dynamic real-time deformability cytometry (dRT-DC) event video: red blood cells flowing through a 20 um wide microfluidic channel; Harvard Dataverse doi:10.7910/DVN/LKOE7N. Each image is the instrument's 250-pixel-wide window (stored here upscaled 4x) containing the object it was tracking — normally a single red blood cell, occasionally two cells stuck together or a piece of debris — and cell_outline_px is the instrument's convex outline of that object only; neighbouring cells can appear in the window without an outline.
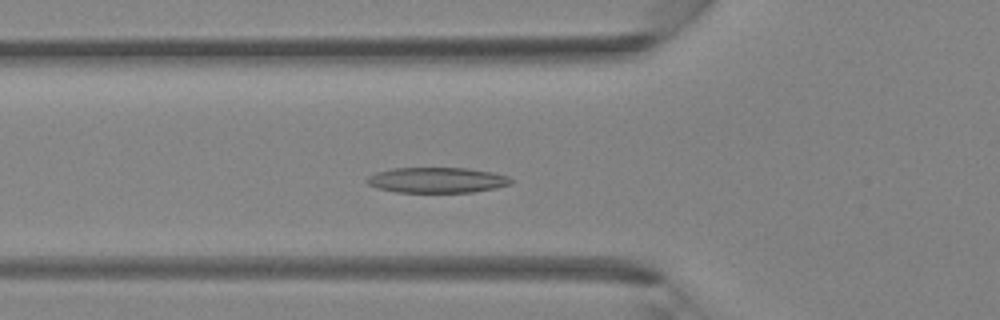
{"species": "Egyptian fruit bat (a non-hibernating species)", "species_latin": "Rousettus aegyptiacus", "temperature_condition": "room temperature", "stored_images_in_passage": 41, "camera_frame_rate_fps": 3000, "um_per_image_px": 0.085, "animal": {"sex": "female"}, "frame": {"image": 1, "passage_image": 14, "time_ms": 4.333, "image_size_px": [1000, 320], "cell_outline_px": [[512, 184], [496, 188], [472, 192], [396, 192], [376, 188], [368, 184], [364, 180], [368, 176], [376, 172], [392, 168], [468, 168], [492, 172], [508, 176], [512, 180]], "centroid_in_image_um": [37.12, 15.31], "position_along_channel_um": 88.7, "area_um2": 21.5}}
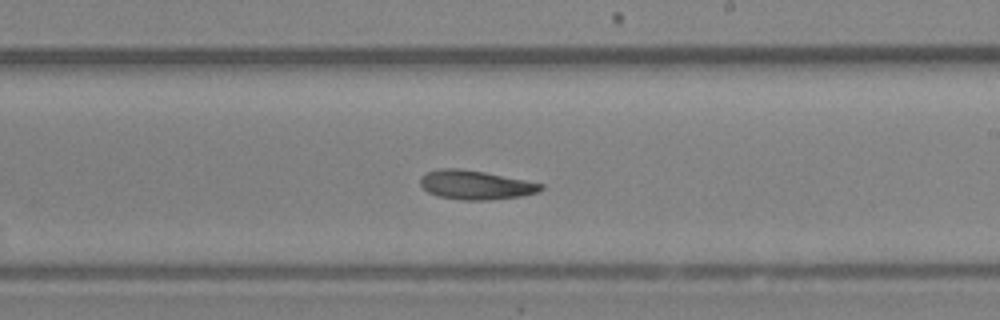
{"frame": {"image": 2, "passage_image": 24, "time_ms": 7.667, "image_size_px": [1000, 320], "cell_outline_px": [[544, 188], [540, 192], [520, 196], [488, 200], [460, 200], [436, 196], [428, 192], [420, 184], [420, 176], [428, 172], [440, 168], [456, 168], [484, 172], [544, 184]], "centroid_in_image_um": [40.41, 15.73], "position_along_channel_um": 248.6, "area_um2": 20.4}}
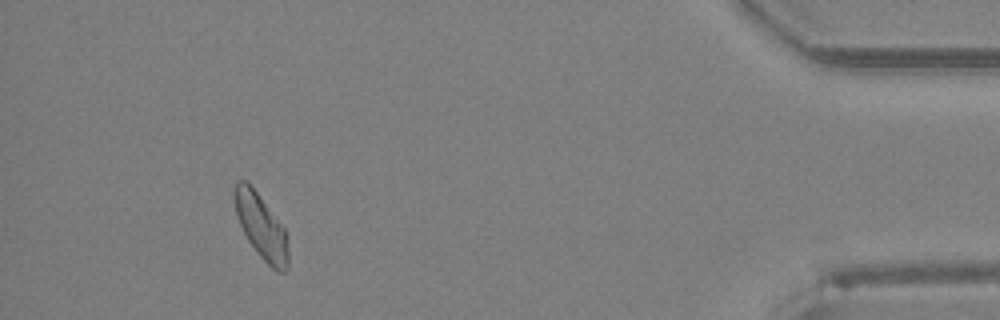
{"frame": {"image": 3, "passage_image": 38, "time_ms": 12.333, "image_size_px": [1000, 320], "cell_outline_px": [[288, 268], [284, 272], [276, 272], [256, 252], [248, 240], [240, 224], [236, 212], [232, 192], [236, 180], [244, 180], [256, 192], [284, 228], [288, 236]], "centroid_in_image_um": [22.2, 19.28], "position_along_channel_um": 413.0, "area_um2": 20.06}}